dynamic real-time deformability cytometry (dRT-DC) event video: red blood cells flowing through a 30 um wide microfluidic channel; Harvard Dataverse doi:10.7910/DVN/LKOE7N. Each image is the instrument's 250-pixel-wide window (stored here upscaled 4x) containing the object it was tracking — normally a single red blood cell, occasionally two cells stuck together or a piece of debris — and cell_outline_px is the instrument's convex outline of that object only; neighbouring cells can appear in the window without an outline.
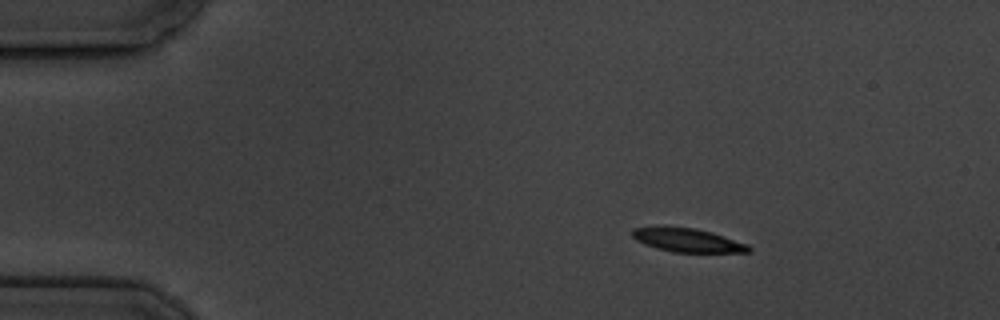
{"species": "common noctule bat (a hibernating species)", "species_latin": "Nyctalus noctula", "temperature_condition": "cold", "stored_images_in_passage": 4, "camera_frame_rate_fps": 3000, "um_per_image_px": 0.085, "animal": {"sex": "male", "body_mass_g": 19.5, "forearm_length_mm": 54.6}, "frame": {"image": 1, "passage_image": 2, "time_ms": 1.0, "image_size_px": [1000, 320], "cell_outline_px": [[752, 248], [748, 252], [672, 252], [656, 248], [644, 244], [636, 240], [632, 236], [632, 228], [656, 224], [664, 224], [696, 228], [712, 232], [748, 244]], "centroid_in_image_um": [58.35, 20.36], "position_along_channel_um": 26.7, "area_um2": 16.7}}